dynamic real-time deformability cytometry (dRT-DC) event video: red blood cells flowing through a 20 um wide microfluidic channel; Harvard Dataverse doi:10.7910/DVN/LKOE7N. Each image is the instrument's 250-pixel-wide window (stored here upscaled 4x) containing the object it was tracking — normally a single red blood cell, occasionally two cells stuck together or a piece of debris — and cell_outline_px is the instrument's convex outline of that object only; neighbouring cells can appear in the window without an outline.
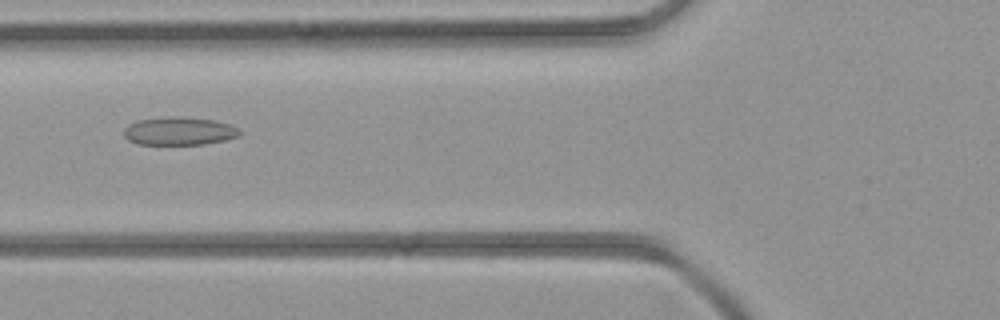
{"species": "common noctule bat (a hibernating species)", "species_latin": "Nyctalus noctula", "temperature_condition": "room temperature", "stored_images_in_passage": 32, "camera_frame_rate_fps": 3000, "um_per_image_px": 0.085, "animal": {"sex": "female", "body_mass_g": 21.9}, "frame": {"image": 1, "passage_image": 5, "time_ms": 1.333, "image_size_px": [1000, 320], "cell_outline_px": [[240, 136], [224, 140], [204, 144], [136, 144], [128, 140], [124, 136], [124, 128], [128, 124], [136, 120], [164, 116], [212, 120], [228, 124], [236, 128], [240, 132]], "centroid_in_image_um": [15.15, 11.15], "position_along_channel_um": 110.6, "area_um2": 18.79}}
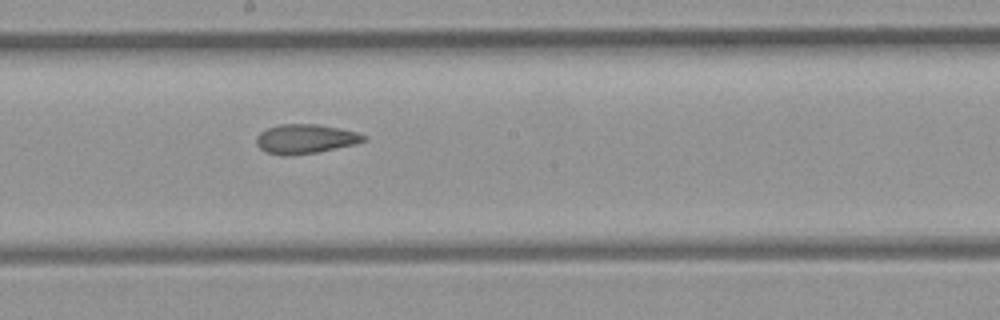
{"frame": {"image": 2, "passage_image": 12, "time_ms": 3.667, "image_size_px": [1000, 320], "cell_outline_px": [[368, 136], [364, 140], [356, 144], [316, 152], [288, 156], [284, 156], [264, 152], [256, 144], [256, 136], [260, 132], [268, 128], [280, 124], [316, 124], [340, 128], [356, 132]], "centroid_in_image_um": [25.92, 11.81], "position_along_channel_um": 222.3, "area_um2": 18.38}}
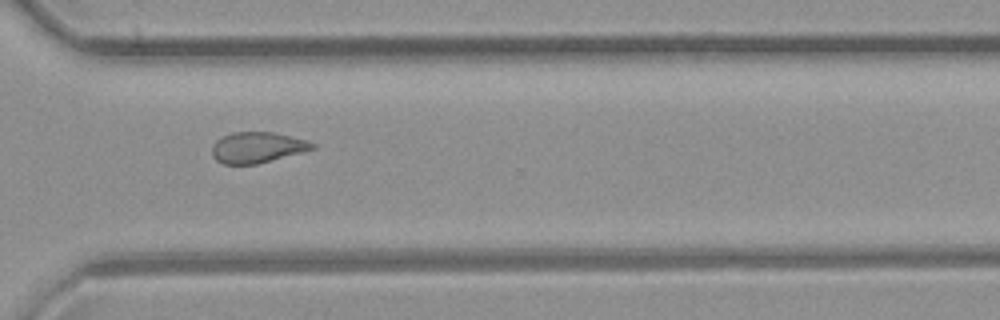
{"frame": {"image": 3, "passage_image": 20, "time_ms": 6.333, "image_size_px": [1000, 320], "cell_outline_px": [[316, 148], [256, 164], [224, 164], [216, 160], [212, 156], [212, 144], [216, 140], [232, 132], [272, 132], [308, 140], [316, 144]], "centroid_in_image_um": [21.85, 12.53], "position_along_channel_um": 348.7, "area_um2": 17.92}}